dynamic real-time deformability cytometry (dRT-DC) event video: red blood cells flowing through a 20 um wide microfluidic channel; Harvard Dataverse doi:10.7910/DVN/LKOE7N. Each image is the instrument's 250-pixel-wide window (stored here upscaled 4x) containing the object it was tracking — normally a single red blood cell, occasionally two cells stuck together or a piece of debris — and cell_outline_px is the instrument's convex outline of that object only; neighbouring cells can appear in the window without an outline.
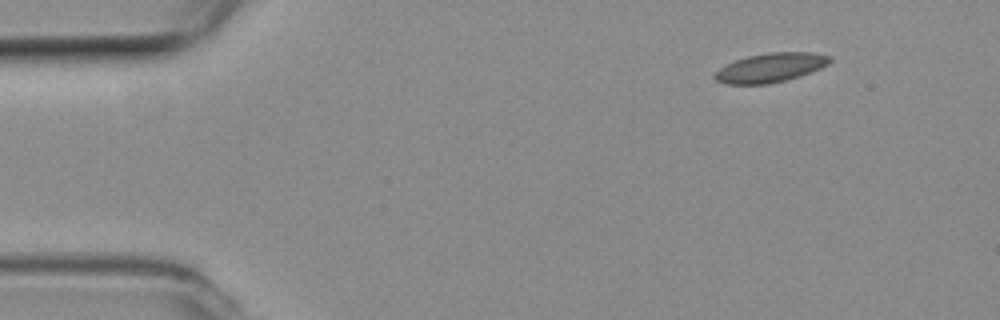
{"species": "common noctule bat (a hibernating species)", "species_latin": "Nyctalus noctula", "temperature_condition": "room temperature", "stored_images_in_passage": 3, "segment_of_instrument_passage": [2, 2], "camera_frame_rate_fps": 3000, "um_per_image_px": 0.085, "animal": {"sex": "female", "body_mass_g": 19.3, "forearm_length_mm": 54.1}, "frame": {"image": 1, "passage_image": 3, "time_ms": 0.667, "image_size_px": [1000, 320], "cell_outline_px": [[832, 60], [828, 64], [820, 68], [800, 76], [768, 84], [724, 84], [716, 80], [712, 76], [720, 68], [736, 60], [748, 56], [768, 52], [812, 52], [832, 56]], "centroid_in_image_um": [65.51, 5.74], "position_along_channel_um": 19.5, "area_um2": 19.48}}